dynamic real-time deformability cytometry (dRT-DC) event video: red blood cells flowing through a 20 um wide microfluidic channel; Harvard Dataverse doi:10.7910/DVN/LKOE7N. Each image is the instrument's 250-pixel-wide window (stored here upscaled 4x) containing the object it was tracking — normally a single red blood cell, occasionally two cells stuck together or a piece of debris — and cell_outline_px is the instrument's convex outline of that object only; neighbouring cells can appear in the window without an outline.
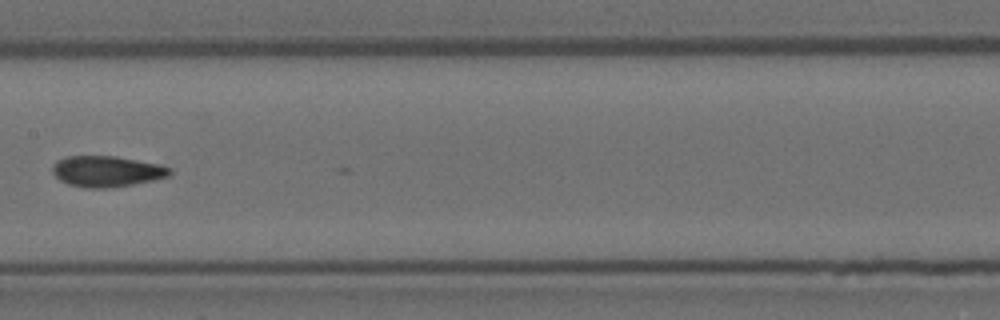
{"species": "Egyptian fruit bat (a non-hibernating species)", "species_latin": "Rousettus aegyptiacus", "temperature_condition": "room temperature", "stored_images_in_passage": 15, "camera_frame_rate_fps": 3000, "um_per_image_px": 0.085, "animal": {"sex": "female"}, "frame": {"image": 1, "passage_image": 7, "time_ms": 2.0, "image_size_px": [1000, 320], "cell_outline_px": [[172, 172], [168, 176], [152, 180], [132, 184], [104, 188], [88, 188], [68, 184], [60, 180], [52, 172], [52, 164], [56, 160], [64, 156], [116, 156], [156, 164], [172, 168]], "centroid_in_image_um": [9.02, 14.55], "position_along_channel_um": 198.4, "area_um2": 20.98}}
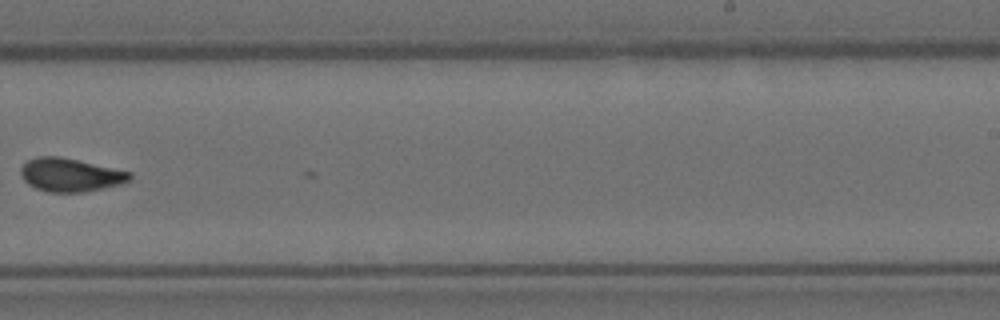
{"frame": {"image": 2, "passage_image": 9, "time_ms": 2.667, "image_size_px": [1000, 320], "cell_outline_px": [[132, 180], [120, 184], [84, 192], [48, 192], [36, 188], [28, 184], [20, 176], [20, 168], [28, 160], [36, 156], [60, 156], [132, 172]], "centroid_in_image_um": [5.97, 14.86], "position_along_channel_um": 283.0, "area_um2": 21.27}}
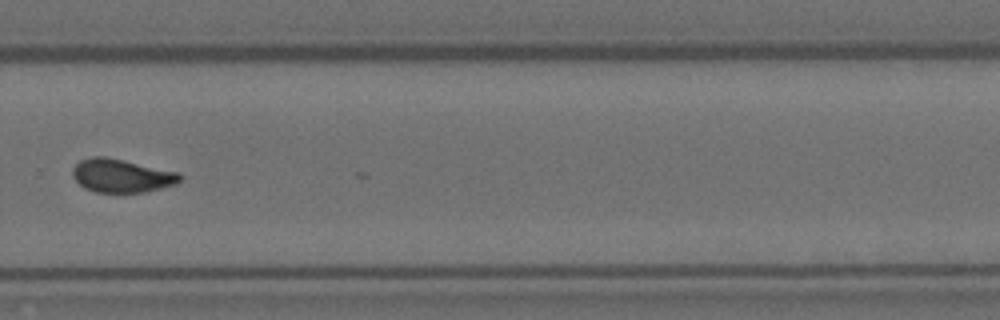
{"frame": {"image": 3, "passage_image": 10, "time_ms": 3.0, "image_size_px": [1000, 320], "cell_outline_px": [[184, 176], [176, 184], [144, 192], [96, 192], [84, 188], [72, 176], [72, 168], [80, 160], [92, 156], [104, 156], [180, 172]], "centroid_in_image_um": [10.34, 14.93], "position_along_channel_um": 319.5, "area_um2": 20.92}}